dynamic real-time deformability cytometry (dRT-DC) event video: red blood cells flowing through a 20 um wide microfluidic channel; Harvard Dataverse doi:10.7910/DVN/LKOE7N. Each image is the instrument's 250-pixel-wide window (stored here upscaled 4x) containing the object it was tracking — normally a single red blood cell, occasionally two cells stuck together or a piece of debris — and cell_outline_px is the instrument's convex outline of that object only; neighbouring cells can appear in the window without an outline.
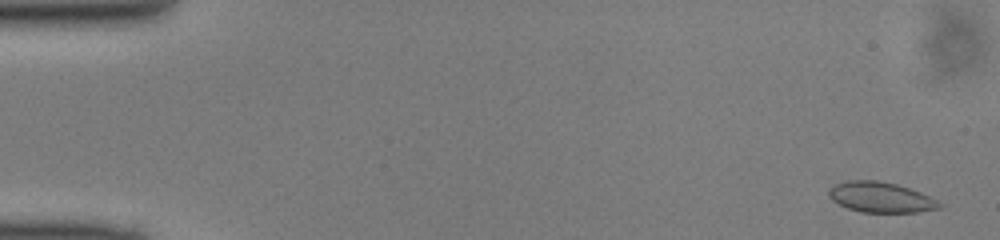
{"species": "common noctule bat (a hibernating species)", "species_latin": "Nyctalus noctula", "temperature_condition": "cold", "stored_images_in_passage": 49, "camera_frame_rate_fps": 3000, "um_per_image_px": 0.085, "animal": {"sex": "male", "body_mass_g": 13.0, "forearm_length_mm": 53.1}, "frame": {"image": 1, "passage_image": 2, "time_ms": 0.333, "image_size_px": [1000, 240], "cell_outline_px": [[944, 204], [940, 208], [916, 212], [860, 212], [848, 208], [832, 200], [828, 196], [828, 192], [836, 184], [848, 180], [876, 180], [896, 184], [920, 192]], "centroid_in_image_um": [74.86, 16.77], "position_along_channel_um": 10.1, "area_um2": 19.36}}
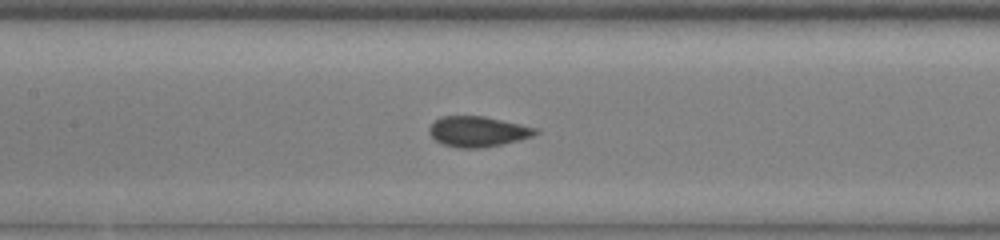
{"frame": {"image": 2, "passage_image": 23, "time_ms": 7.333, "image_size_px": [1000, 240], "cell_outline_px": [[540, 132], [532, 136], [484, 148], [460, 148], [444, 144], [436, 140], [428, 132], [428, 128], [440, 116], [484, 116], [536, 128]], "centroid_in_image_um": [40.58, 11.17], "position_along_channel_um": 166.8, "area_um2": 18.55}}
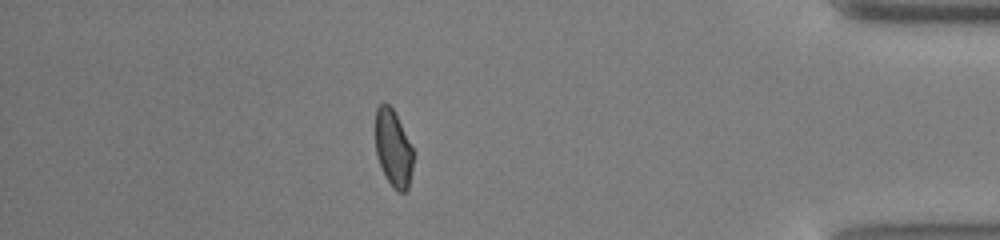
{"frame": {"image": 3, "passage_image": 43, "time_ms": 14.0, "image_size_px": [1000, 240], "cell_outline_px": [[416, 152], [408, 188], [404, 192], [396, 192], [392, 188], [376, 156], [376, 108], [380, 104], [388, 104], [392, 108]], "centroid_in_image_um": [33.46, 12.65], "position_along_channel_um": 401.7, "area_um2": 17.11}}